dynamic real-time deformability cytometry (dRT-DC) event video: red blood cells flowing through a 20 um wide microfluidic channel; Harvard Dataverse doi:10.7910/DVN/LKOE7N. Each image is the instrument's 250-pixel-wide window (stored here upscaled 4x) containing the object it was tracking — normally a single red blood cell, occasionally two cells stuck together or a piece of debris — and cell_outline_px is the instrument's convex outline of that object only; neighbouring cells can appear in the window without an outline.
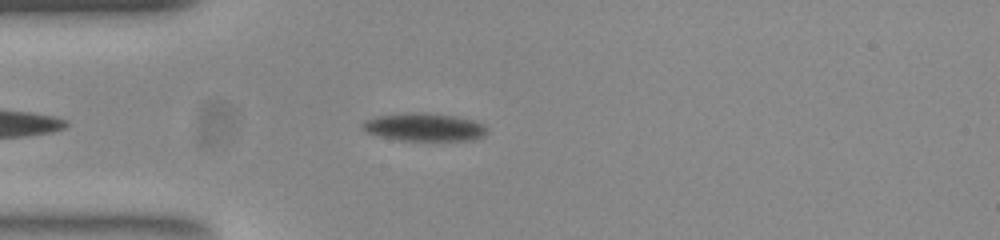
{"species": "common noctule bat (a hibernating species)", "species_latin": "Nyctalus noctula", "temperature_condition": "room temperature", "stored_images_in_passage": 47, "camera_frame_rate_fps": 3000, "um_per_image_px": 0.085, "animal": {"sex": "female", "body_mass_g": 23.0, "forearm_length_mm": 53.4}, "frame": {"image": 1, "passage_image": 6, "time_ms": 1.667, "image_size_px": [1000, 240], "cell_outline_px": [[488, 128], [480, 136], [472, 140], [400, 140], [368, 132], [360, 128], [360, 124], [364, 120], [376, 116], [404, 112], [424, 112], [452, 116], [472, 120]], "centroid_in_image_um": [35.97, 10.78], "position_along_channel_um": 49.0, "area_um2": 19.94}}
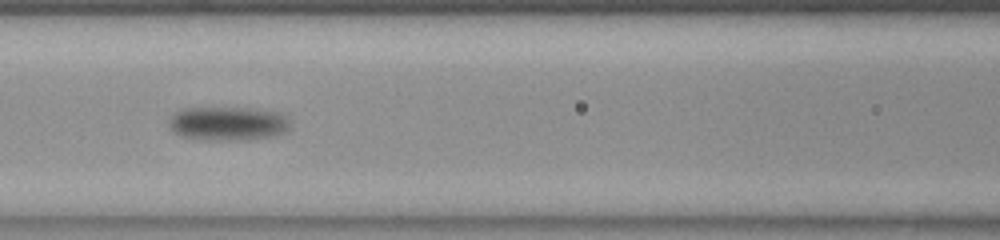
{"frame": {"image": 2, "passage_image": 15, "time_ms": 4.667, "image_size_px": [1000, 240], "cell_outline_px": [[288, 132], [268, 136], [236, 140], [216, 140], [180, 136], [168, 124], [168, 120], [176, 112], [184, 108], [256, 108], [284, 112], [288, 116]], "centroid_in_image_um": [19.42, 10.47], "position_along_channel_um": 147.2, "area_um2": 23.87}}
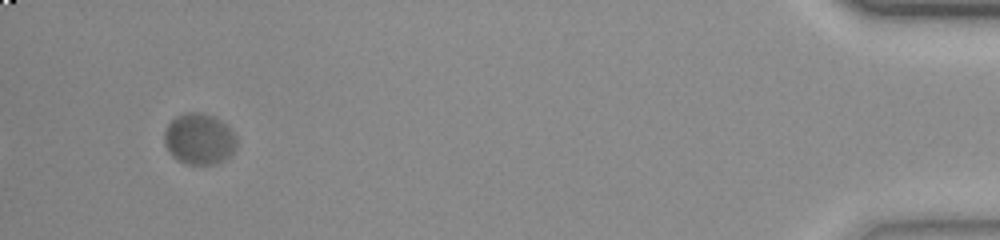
{"frame": {"image": 3, "passage_image": 44, "time_ms": 14.333, "image_size_px": [1000, 240], "cell_outline_px": [[236, 148], [228, 156], [216, 164], [188, 164], [176, 160], [172, 156], [164, 144], [164, 132], [168, 124], [176, 116], [188, 112], [196, 112], [216, 116], [232, 128], [236, 136]], "centroid_in_image_um": [16.94, 11.8], "position_along_channel_um": 418.3, "area_um2": 21.73}, "authors_computed_cell_mechanics": {"area_um2": 21.7906, "velocity_mm_per_s": 3.6536, "shape_relaxation_time_tau1_ms": 4.9578, "shape_relaxation_time_tau2_ms": null, "deformation_change_tau1": 0.1166, "deformation_change_tau2": null}}